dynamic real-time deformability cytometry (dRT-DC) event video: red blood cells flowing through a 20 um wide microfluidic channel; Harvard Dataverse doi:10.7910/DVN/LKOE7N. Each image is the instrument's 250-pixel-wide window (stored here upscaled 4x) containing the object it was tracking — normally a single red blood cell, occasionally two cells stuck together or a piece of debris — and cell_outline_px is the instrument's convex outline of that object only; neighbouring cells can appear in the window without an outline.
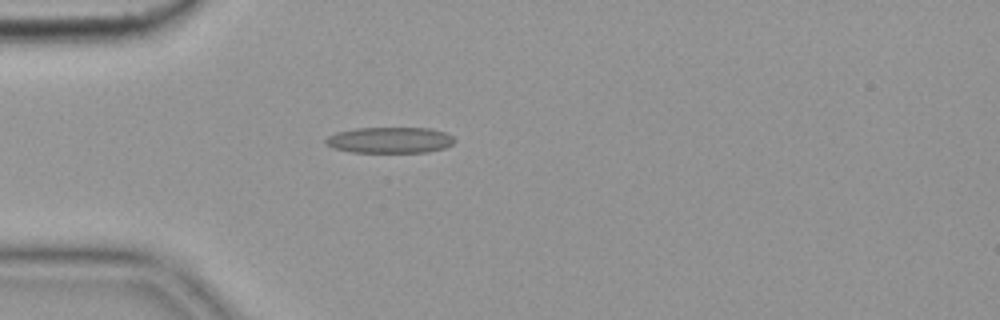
{"species": "common noctule bat (a hibernating species)", "species_latin": "Nyctalus noctula", "temperature_condition": "cold", "stored_images_in_passage": 42, "camera_frame_rate_fps": 3000, "um_per_image_px": 0.085, "animal": {"sex": "female", "body_mass_g": 19.9}, "frame": {"image": 1, "passage_image": 2, "time_ms": 0.333, "image_size_px": [1000, 320], "cell_outline_px": [[456, 140], [452, 144], [444, 148], [428, 152], [352, 152], [332, 148], [324, 144], [324, 140], [328, 136], [336, 132], [356, 128], [428, 128], [444, 132], [452, 136]], "centroid_in_image_um": [33.1, 11.91], "position_along_channel_um": 51.9, "area_um2": 19.59}}
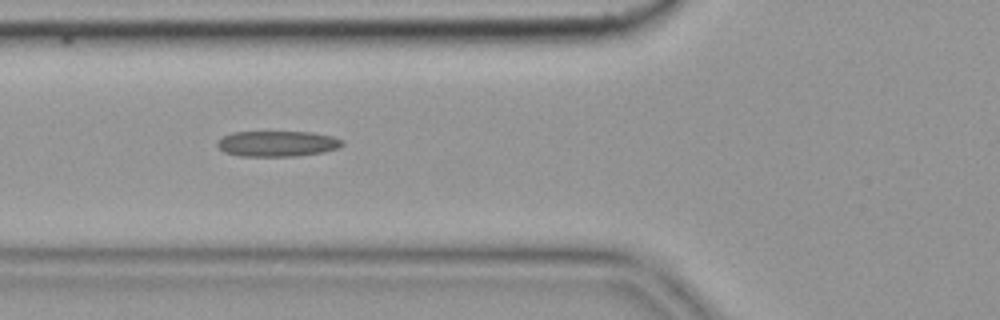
{"frame": {"image": 2, "passage_image": 7, "time_ms": 2.0, "image_size_px": [1000, 320], "cell_outline_px": [[344, 144], [340, 148], [324, 152], [296, 156], [240, 156], [224, 152], [216, 144], [224, 136], [232, 132], [312, 132], [332, 136], [344, 140]], "centroid_in_image_um": [23.63, 12.21], "position_along_channel_um": 102.2, "area_um2": 18.73}}
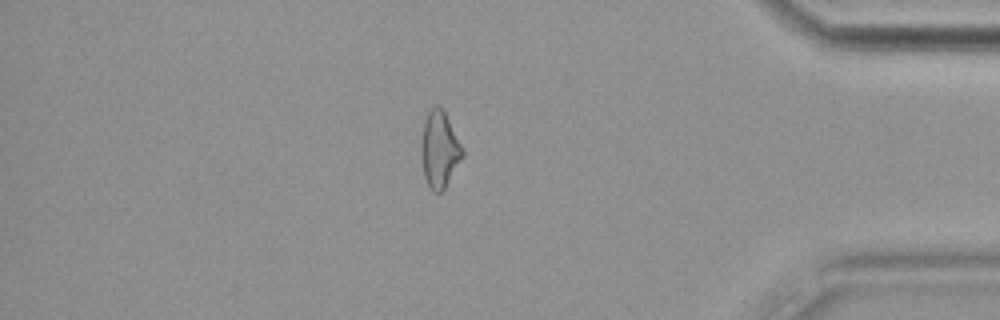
{"frame": {"image": 3, "passage_image": 34, "time_ms": 11.0, "image_size_px": [1000, 320], "cell_outline_px": [[464, 156], [444, 188], [440, 192], [432, 192], [424, 176], [420, 152], [420, 144], [424, 120], [428, 112], [436, 104], [440, 104], [464, 152]], "centroid_in_image_um": [37.32, 12.7], "position_along_channel_um": 397.9, "area_um2": 18.21}, "authors_computed_cell_mechanics": {"area_um2": 18.2359, "velocity_mm_per_s": 3.6344, "shape_relaxation_time_tau1_ms": null, "shape_relaxation_time_tau2_ms": 7.3463, "deformation_change_tau1": null, "deformation_change_tau2": 0.2025}}